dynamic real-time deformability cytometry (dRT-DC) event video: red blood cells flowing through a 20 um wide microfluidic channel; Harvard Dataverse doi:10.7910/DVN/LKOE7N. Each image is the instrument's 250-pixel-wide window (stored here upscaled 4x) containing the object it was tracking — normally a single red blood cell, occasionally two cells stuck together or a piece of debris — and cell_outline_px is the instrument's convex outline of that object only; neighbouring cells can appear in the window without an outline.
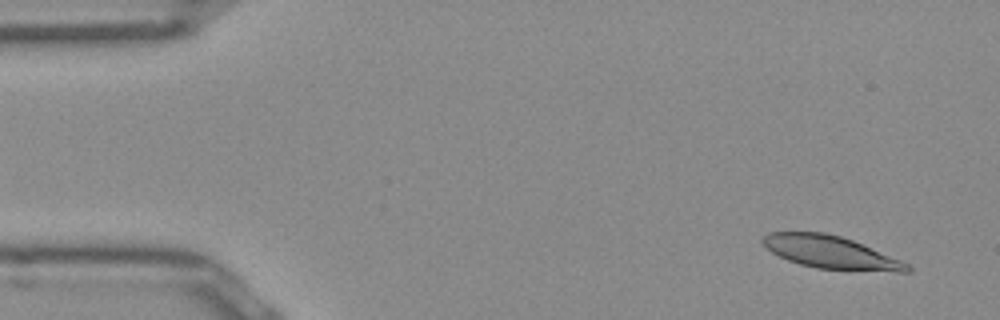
{"species": "Egyptian fruit bat (a non-hibernating species)", "species_latin": "Rousettus aegyptiacus", "temperature_condition": "room temperature", "stored_images_in_passage": 49, "segment_of_instrument_passage": [1, 2], "camera_frame_rate_fps": 3000, "um_per_image_px": 0.085, "frame": {"image": 1, "passage_image": 1, "time_ms": 0.0, "image_size_px": [1000, 320], "cell_outline_px": [[912, 268], [908, 272], [896, 272], [816, 268], [800, 264], [788, 260], [772, 252], [760, 240], [768, 232], [824, 232], [840, 236], [852, 240], [900, 260], [908, 264]], "centroid_in_image_um": [70.6, 21.44], "position_along_channel_um": 14.4, "area_um2": 27.11}}
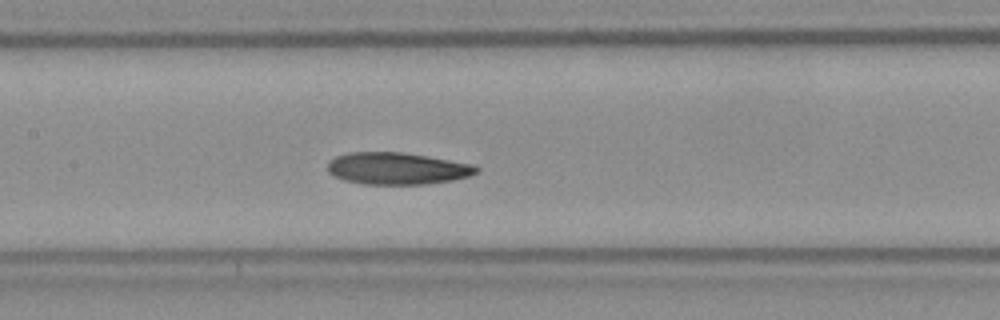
{"frame": {"image": 2, "passage_image": 21, "time_ms": 6.667, "image_size_px": [1000, 320], "cell_outline_px": [[480, 172], [468, 176], [452, 180], [424, 184], [364, 184], [344, 180], [328, 172], [328, 160], [336, 156], [348, 152], [404, 152], [428, 156], [472, 164], [480, 168]], "centroid_in_image_um": [33.76, 14.31], "position_along_channel_um": 173.6, "area_um2": 27.74}}
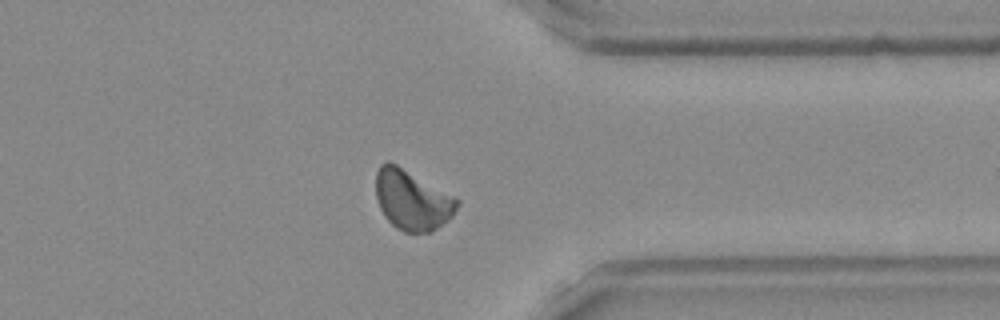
{"frame": {"image": 3, "passage_image": 37, "time_ms": 12.0, "image_size_px": [1000, 320], "cell_outline_px": [[460, 204], [452, 216], [448, 220], [436, 228], [428, 232], [404, 232], [396, 228], [384, 216], [380, 208], [376, 196], [376, 172], [380, 164], [388, 160], [396, 164], [456, 196], [460, 200]], "centroid_in_image_um": [35.04, 16.98], "position_along_channel_um": 376.4, "area_um2": 28.55}}